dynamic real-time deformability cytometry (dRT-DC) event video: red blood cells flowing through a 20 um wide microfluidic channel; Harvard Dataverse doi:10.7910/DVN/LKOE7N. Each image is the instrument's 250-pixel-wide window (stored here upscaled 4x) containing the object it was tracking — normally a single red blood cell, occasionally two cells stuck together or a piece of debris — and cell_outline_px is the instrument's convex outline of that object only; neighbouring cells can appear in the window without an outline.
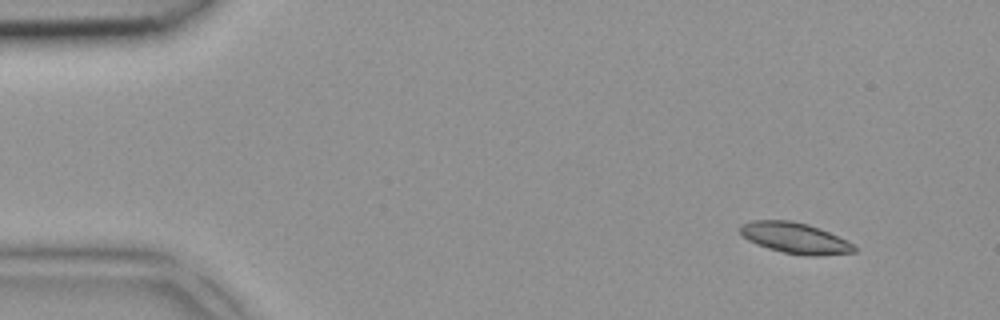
{"species": "common noctule bat (a hibernating species)", "species_latin": "Nyctalus noctula", "temperature_condition": "room temperature", "stored_images_in_passage": 4, "camera_frame_rate_fps": 3000, "um_per_image_px": 0.085, "animal": {"sex": "female", "body_mass_g": 18.4}, "frame": {"image": 1, "passage_image": 1, "time_ms": 0.0, "image_size_px": [1000, 320], "cell_outline_px": [[856, 252], [784, 252], [768, 248], [756, 244], [748, 240], [740, 232], [740, 228], [744, 224], [752, 220], [792, 220], [808, 224], [820, 228], [852, 244], [856, 248]], "centroid_in_image_um": [67.45, 20.15], "position_along_channel_um": 17.5, "area_um2": 19.07}}
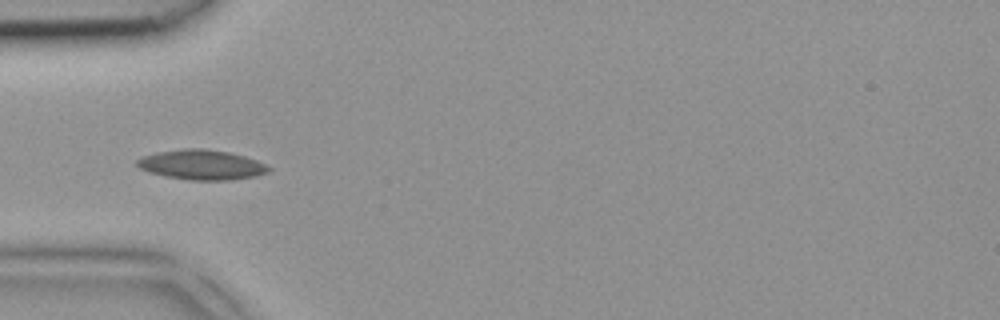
{"frame": {"image": 2, "passage_image": 3, "time_ms": 0.667, "image_size_px": [1000, 320], "cell_outline_px": [[272, 168], [268, 172], [256, 176], [232, 180], [192, 180], [164, 176], [148, 172], [140, 168], [136, 164], [136, 160], [144, 156], [156, 152], [184, 148], [204, 148], [228, 152], [244, 156], [256, 160]], "centroid_in_image_um": [17.13, 14.0], "position_along_channel_um": 67.9, "area_um2": 22.95}}